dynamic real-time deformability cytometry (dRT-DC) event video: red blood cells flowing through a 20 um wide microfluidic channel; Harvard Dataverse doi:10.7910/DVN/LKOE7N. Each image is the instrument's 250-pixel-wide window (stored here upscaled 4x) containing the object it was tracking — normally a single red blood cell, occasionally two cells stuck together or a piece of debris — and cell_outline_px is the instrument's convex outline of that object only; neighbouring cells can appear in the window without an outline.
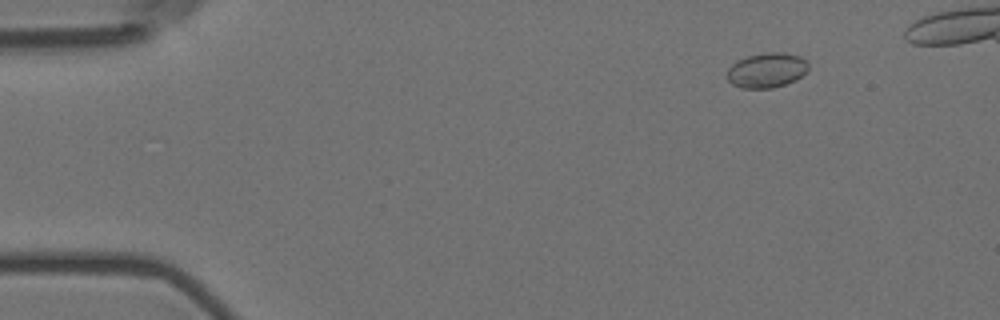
{"species": "Egyptian fruit bat (a non-hibernating species)", "species_latin": "Rousettus aegyptiacus", "temperature_condition": "room temperature", "stored_images_in_passage": 4, "camera_frame_rate_fps": 3000, "um_per_image_px": 0.085, "animal": {"sex": "female"}, "frame": {"image": 1, "passage_image": 1, "time_ms": 0.0, "image_size_px": [1000, 320], "cell_outline_px": [[808, 72], [796, 80], [772, 88], [740, 88], [732, 84], [728, 80], [728, 68], [732, 64], [748, 56], [764, 52], [784, 52], [800, 56], [808, 60]], "centroid_in_image_um": [65.22, 5.96], "position_along_channel_um": 19.8, "area_um2": 16.65}}